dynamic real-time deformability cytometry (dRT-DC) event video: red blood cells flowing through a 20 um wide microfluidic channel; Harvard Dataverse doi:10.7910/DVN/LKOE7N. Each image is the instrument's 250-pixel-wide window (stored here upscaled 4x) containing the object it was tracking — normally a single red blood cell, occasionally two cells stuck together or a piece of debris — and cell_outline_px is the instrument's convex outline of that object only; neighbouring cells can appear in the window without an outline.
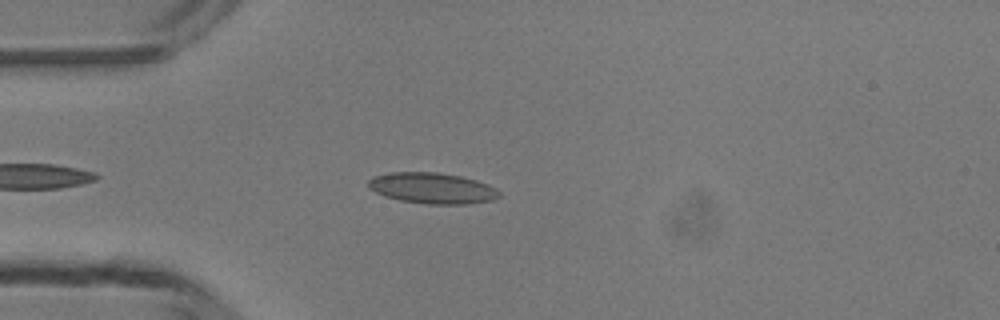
{"species": "common noctule bat (a hibernating species)", "species_latin": "Nyctalus noctula", "temperature_condition": "room temperature", "stored_images_in_passage": 4, "camera_frame_rate_fps": 3000, "um_per_image_px": 0.085, "animal": {"sex": "male", "body_mass_g": 13.3}, "frame": {"image": 1, "passage_image": 4, "time_ms": 3.333, "image_size_px": [1000, 320], "cell_outline_px": [[500, 196], [492, 200], [464, 204], [428, 204], [400, 200], [384, 196], [368, 188], [368, 180], [372, 176], [392, 172], [440, 172], [460, 176], [476, 180], [488, 184], [496, 188], [500, 192]], "centroid_in_image_um": [36.73, 15.98], "position_along_channel_um": 48.3, "area_um2": 23.64}}